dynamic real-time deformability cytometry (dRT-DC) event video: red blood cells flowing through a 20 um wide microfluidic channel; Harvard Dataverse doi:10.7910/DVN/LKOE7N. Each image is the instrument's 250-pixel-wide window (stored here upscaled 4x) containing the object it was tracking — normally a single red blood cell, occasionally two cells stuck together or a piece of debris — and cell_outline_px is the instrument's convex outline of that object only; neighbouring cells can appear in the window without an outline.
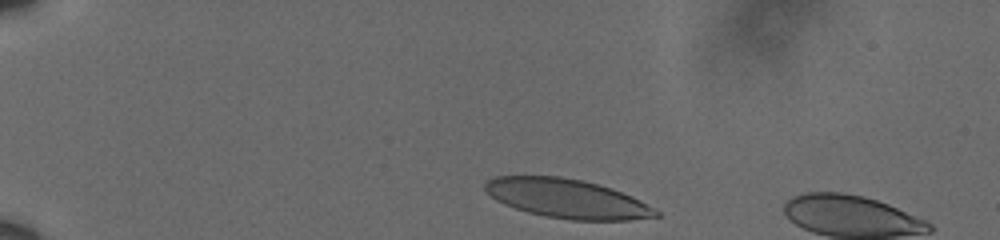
{"species": "human", "species_latin": "Homo sapiens", "temperature_condition": "cold", "stored_images_in_passage": 7, "camera_frame_rate_fps": 3000, "um_per_image_px": 0.085, "donor": {"sex": "male"}, "frame": {"image": 1, "passage_image": 2, "time_ms": 0.333, "image_size_px": [1000, 240], "cell_outline_px": [[660, 216], [628, 220], [572, 220], [544, 216], [528, 212], [504, 204], [496, 200], [484, 188], [484, 184], [488, 180], [496, 176], [560, 176], [584, 180], [612, 188], [632, 196], [656, 208], [660, 212]], "centroid_in_image_um": [48.24, 16.88], "position_along_channel_um": 36.8, "area_um2": 38.96}}